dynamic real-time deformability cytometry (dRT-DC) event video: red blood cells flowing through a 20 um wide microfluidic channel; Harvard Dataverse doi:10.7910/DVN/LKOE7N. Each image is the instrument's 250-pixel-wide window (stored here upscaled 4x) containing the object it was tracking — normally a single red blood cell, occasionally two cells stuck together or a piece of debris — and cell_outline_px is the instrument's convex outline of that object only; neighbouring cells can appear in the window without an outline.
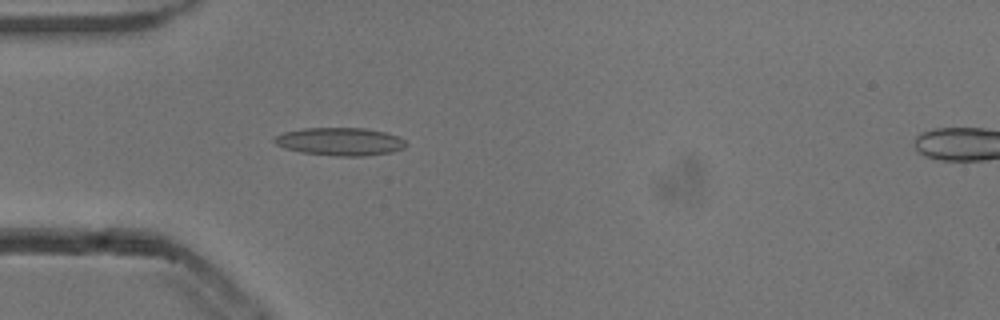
{"species": "common noctule bat (a hibernating species)", "species_latin": "Nyctalus noctula", "temperature_condition": "cold", "stored_images_in_passage": 53, "camera_frame_rate_fps": 3000, "um_per_image_px": 0.085, "animal": {"sex": "male", "body_mass_g": 13.3}, "frame": {"image": 1, "passage_image": 16, "time_ms": 5.0, "image_size_px": [1000, 320], "cell_outline_px": [[408, 144], [404, 148], [392, 152], [364, 156], [336, 156], [300, 152], [284, 148], [276, 144], [272, 140], [276, 136], [284, 132], [304, 128], [364, 128], [384, 132], [400, 136]], "centroid_in_image_um": [28.92, 12.03], "position_along_channel_um": 56.1, "area_um2": 21.5}}
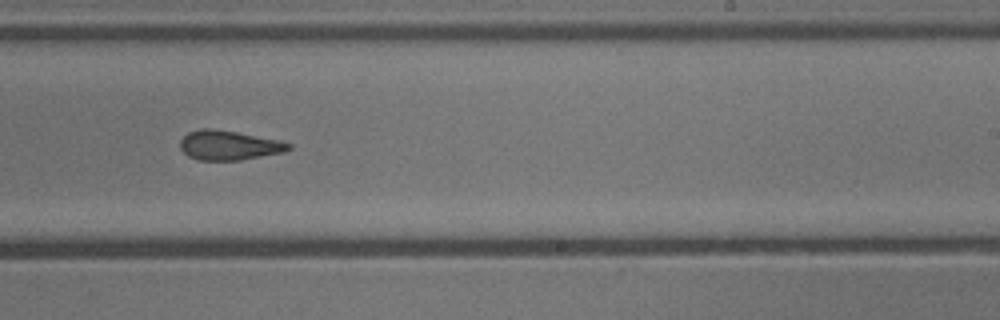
{"frame": {"image": 2, "passage_image": 33, "time_ms": 10.667, "image_size_px": [1000, 320], "cell_outline_px": [[292, 148], [284, 152], [240, 160], [200, 160], [188, 156], [180, 148], [180, 140], [188, 132], [200, 128], [208, 128], [236, 132], [276, 140], [292, 144]], "centroid_in_image_um": [19.43, 12.35], "position_along_channel_um": 269.6, "area_um2": 18.44}}
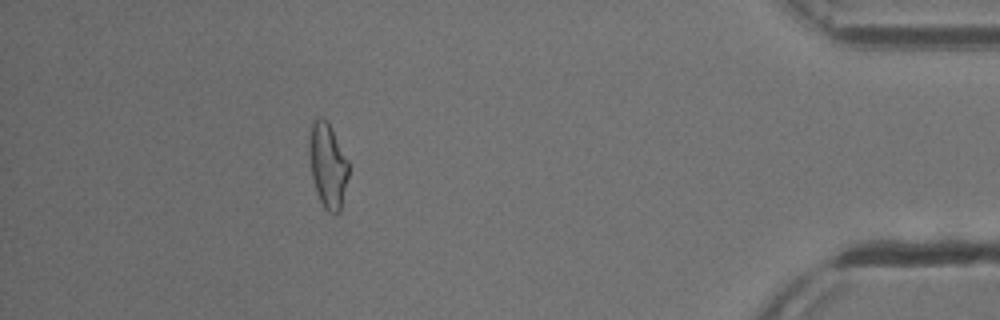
{"frame": {"image": 3, "passage_image": 48, "time_ms": 15.667, "image_size_px": [1000, 320], "cell_outline_px": [[348, 176], [340, 212], [328, 212], [324, 208], [316, 192], [312, 176], [308, 152], [308, 144], [312, 120], [316, 116], [320, 116], [328, 120], [348, 160]], "centroid_in_image_um": [27.84, 13.99], "position_along_channel_um": 407.4, "area_um2": 19.65}, "authors_computed_cell_mechanics": {"area_um2": 19.363, "velocity_mm_per_s": 3.8449, "shape_relaxation_time_tau1_ms": 6.749, "shape_relaxation_time_tau2_ms": 2.3815, "deformation_change_tau1": 0.1914, "deformation_change_tau2": 0.1209}}